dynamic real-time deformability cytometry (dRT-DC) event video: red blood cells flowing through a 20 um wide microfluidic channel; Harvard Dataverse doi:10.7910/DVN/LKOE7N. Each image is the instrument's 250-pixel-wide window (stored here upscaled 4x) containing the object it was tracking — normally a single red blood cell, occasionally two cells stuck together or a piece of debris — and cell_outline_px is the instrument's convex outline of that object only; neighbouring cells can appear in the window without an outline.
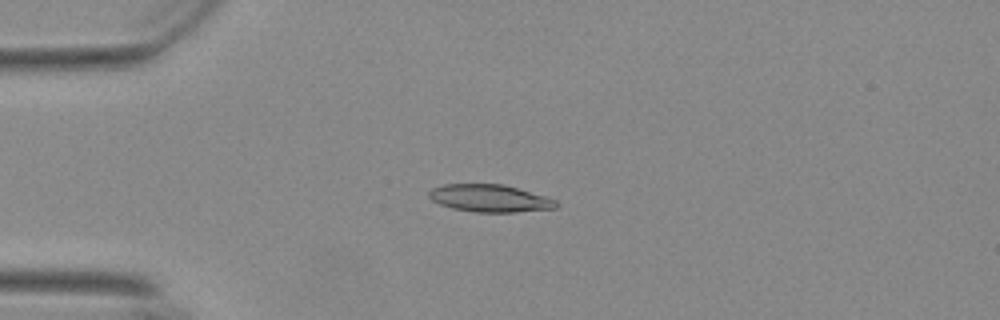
{"species": "Egyptian fruit bat (a non-hibernating species)", "species_latin": "Rousettus aegyptiacus", "temperature_condition": "warm", "stored_images_in_passage": 24, "camera_frame_rate_fps": 3000, "um_per_image_px": 0.085, "animal": {"sex": "female"}, "frame": {"image": 1, "passage_image": 4, "time_ms": 1.0, "image_size_px": [1000, 320], "cell_outline_px": [[560, 204], [556, 208], [516, 212], [476, 212], [452, 208], [440, 204], [432, 200], [428, 196], [428, 192], [432, 188], [444, 184], [504, 184], [548, 196], [556, 200]], "centroid_in_image_um": [41.67, 16.85], "position_along_channel_um": 43.3, "area_um2": 20.52}}
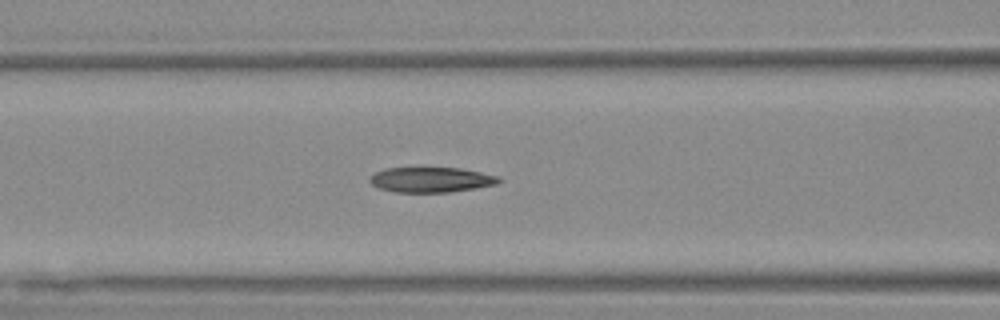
{"frame": {"image": 2, "passage_image": 13, "time_ms": 4.0, "image_size_px": [1000, 320], "cell_outline_px": [[504, 180], [496, 184], [476, 188], [448, 192], [392, 192], [380, 188], [372, 184], [368, 180], [376, 172], [388, 168], [460, 168], [500, 176]], "centroid_in_image_um": [36.69, 15.28], "position_along_channel_um": 129.9, "area_um2": 18.84}}
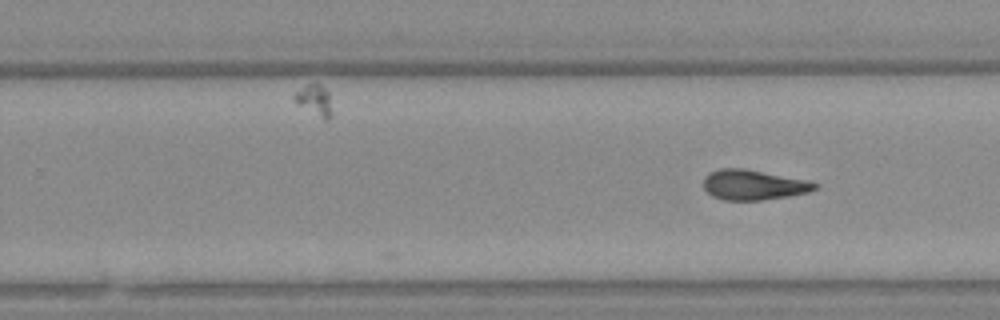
{"frame": {"image": 3, "passage_image": 24, "time_ms": 7.667, "image_size_px": [1000, 320], "cell_outline_px": [[820, 188], [808, 192], [788, 196], [764, 200], [724, 200], [712, 196], [704, 188], [704, 176], [708, 172], [720, 168], [744, 168], [804, 180], [820, 184]], "centroid_in_image_um": [64.03, 15.71], "position_along_channel_um": 265.8, "area_um2": 19.54}}